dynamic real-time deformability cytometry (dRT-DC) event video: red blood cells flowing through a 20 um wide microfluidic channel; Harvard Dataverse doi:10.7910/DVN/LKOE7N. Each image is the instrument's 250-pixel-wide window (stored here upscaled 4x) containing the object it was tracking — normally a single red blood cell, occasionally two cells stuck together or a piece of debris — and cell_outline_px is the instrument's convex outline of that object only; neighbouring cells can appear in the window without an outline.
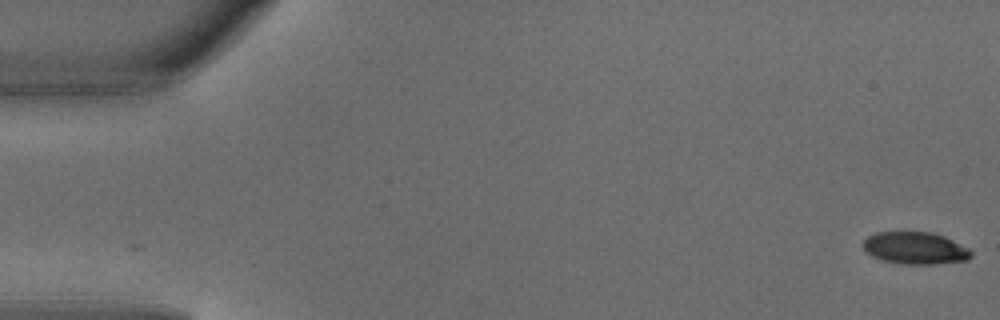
{"species": "common noctule bat (a hibernating species)", "species_latin": "Nyctalus noctula", "temperature_condition": "warm", "stored_images_in_passage": 4, "camera_frame_rate_fps": 3000, "um_per_image_px": 0.085, "animal": {"sex": "male", "body_mass_g": 18.8}, "frame": {"image": 1, "passage_image": 1, "time_ms": 0.0, "image_size_px": [1000, 320], "cell_outline_px": [[972, 256], [968, 260], [932, 264], [904, 264], [880, 260], [872, 256], [864, 248], [864, 240], [868, 236], [876, 232], [932, 232], [944, 236], [968, 248], [972, 252]], "centroid_in_image_um": [77.8, 21.09], "position_along_channel_um": 7.2, "area_um2": 20.17}}
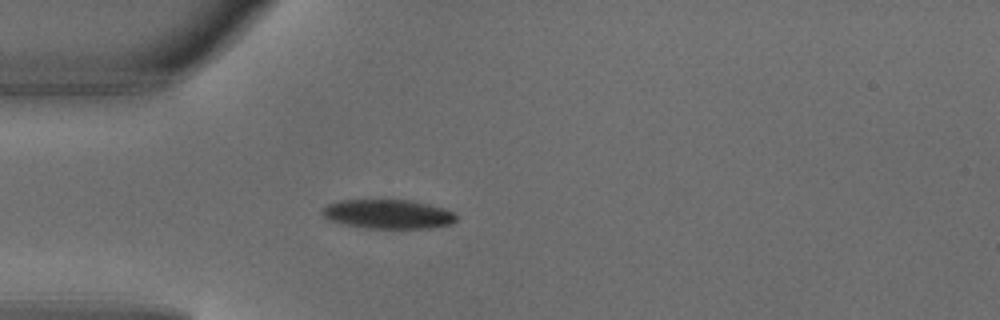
{"frame": {"image": 2, "passage_image": 4, "time_ms": 1.0, "image_size_px": [1000, 320], "cell_outline_px": [[456, 220], [452, 224], [428, 228], [364, 228], [340, 224], [328, 220], [320, 212], [328, 204], [340, 200], [408, 200], [428, 204], [444, 208], [452, 212], [456, 216]], "centroid_in_image_um": [32.94, 18.21], "position_along_channel_um": 52.1, "area_um2": 22.83}}